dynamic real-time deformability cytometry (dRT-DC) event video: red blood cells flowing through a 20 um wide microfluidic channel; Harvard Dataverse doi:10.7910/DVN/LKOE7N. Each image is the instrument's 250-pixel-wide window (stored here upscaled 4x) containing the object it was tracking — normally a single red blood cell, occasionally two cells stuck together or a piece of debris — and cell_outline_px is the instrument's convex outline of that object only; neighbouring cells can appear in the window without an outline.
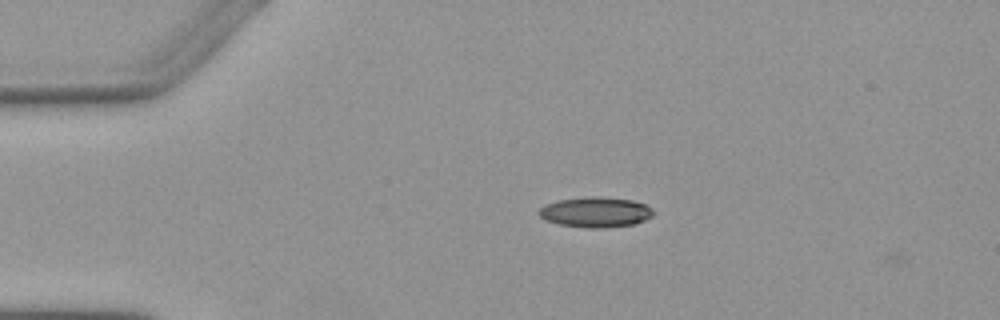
{"species": "Egyptian fruit bat (a non-hibernating species)", "species_latin": "Rousettus aegyptiacus", "temperature_condition": "warm", "stored_images_in_passage": 3, "camera_frame_rate_fps": 3000, "um_per_image_px": 0.085, "animal": {"sex": "female"}, "frame": {"image": 1, "passage_image": 2, "time_ms": 1.0, "image_size_px": [1000, 320], "cell_outline_px": [[656, 212], [652, 216], [636, 224], [600, 228], [588, 228], [560, 224], [544, 220], [536, 212], [544, 204], [560, 200], [588, 196], [600, 196], [632, 200], [644, 204], [652, 208]], "centroid_in_image_um": [50.62, 18.03], "position_along_channel_um": 34.4, "area_um2": 20.35}}